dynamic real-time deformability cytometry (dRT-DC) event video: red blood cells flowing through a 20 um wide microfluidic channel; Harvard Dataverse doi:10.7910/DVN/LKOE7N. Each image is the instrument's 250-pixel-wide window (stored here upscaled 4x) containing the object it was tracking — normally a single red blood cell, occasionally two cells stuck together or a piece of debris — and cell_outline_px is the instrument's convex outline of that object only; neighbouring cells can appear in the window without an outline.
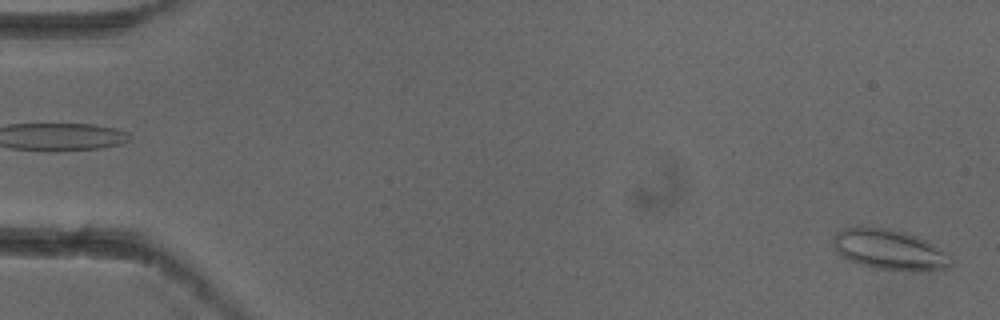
{"species": "common noctule bat (a hibernating species)", "species_latin": "Nyctalus noctula", "temperature_condition": "cold", "stored_images_in_passage": 5, "camera_frame_rate_fps": 3000, "um_per_image_px": 0.085, "animal": {"sex": "female"}, "frame": {"image": 1, "passage_image": 5, "time_ms": 1.333, "image_size_px": [1000, 320], "cell_outline_px": [[956, 260], [952, 268], [920, 272], [872, 268], [848, 260], [840, 256], [836, 252], [832, 244], [832, 236], [836, 232], [844, 228], [860, 224], [888, 228], [904, 232], [916, 236], [948, 252]], "centroid_in_image_um": [75.62, 21.22], "position_along_channel_um": 9.4, "area_um2": 28.9}}